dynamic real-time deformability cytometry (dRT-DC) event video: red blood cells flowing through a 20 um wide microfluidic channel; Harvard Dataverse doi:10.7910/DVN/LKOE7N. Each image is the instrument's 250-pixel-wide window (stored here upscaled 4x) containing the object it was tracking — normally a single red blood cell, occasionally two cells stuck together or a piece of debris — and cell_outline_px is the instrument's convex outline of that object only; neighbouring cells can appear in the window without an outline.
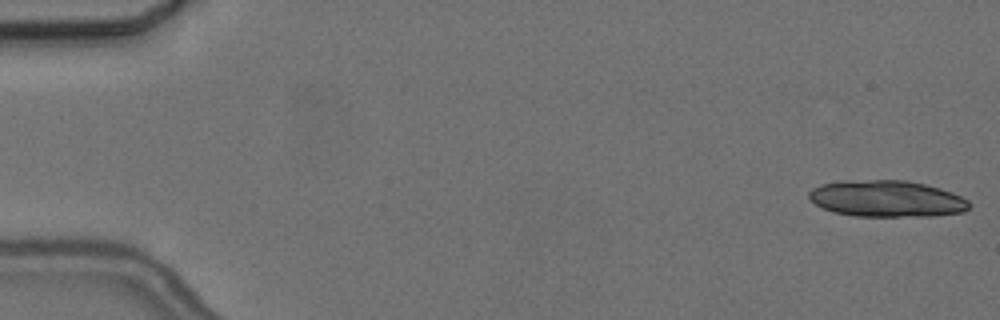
{"species": "common noctule bat (a hibernating species)", "species_latin": "Nyctalus noctula", "temperature_condition": "cold", "stored_images_in_passage": 5, "camera_frame_rate_fps": 3000, "um_per_image_px": 0.085, "animal": {"sex": "female", "body_mass_g": 24.6, "forearm_length_mm": 56.2}, "frame": {"image": 1, "passage_image": 1, "time_ms": 0.0, "image_size_px": [1000, 320], "cell_outline_px": [[968, 208], [964, 212], [936, 216], [856, 216], [832, 212], [816, 204], [808, 196], [808, 192], [812, 188], [820, 184], [844, 180], [904, 180], [924, 184], [940, 188], [952, 192], [968, 200]], "centroid_in_image_um": [75.36, 16.89], "position_along_channel_um": 9.6, "area_um2": 34.16}}